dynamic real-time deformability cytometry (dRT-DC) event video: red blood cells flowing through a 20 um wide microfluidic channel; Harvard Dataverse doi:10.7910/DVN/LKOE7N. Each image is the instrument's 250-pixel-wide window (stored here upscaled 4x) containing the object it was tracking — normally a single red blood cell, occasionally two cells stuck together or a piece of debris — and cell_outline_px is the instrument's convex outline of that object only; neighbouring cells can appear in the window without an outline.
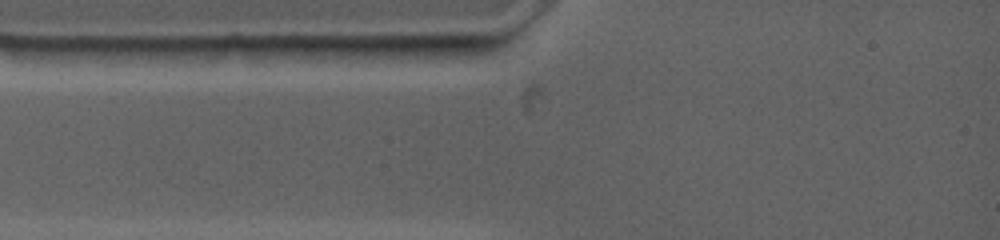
{"species": "common noctule bat (a hibernating species)", "species_latin": "Nyctalus noctula", "temperature_condition": "warm", "stored_images_in_passage": 2, "segment_of_instrument_passage": [1, 2], "camera_frame_rate_fps": 4500, "um_per_image_px": 0.085, "animal": {"sex": "female", "body_mass_g": 19.0, "forearm_length_mm": 53.3}, "frame": {"image": 1, "passage_image": 1, "time_ms": 0.0, "image_size_px": [1000, 240], "cell_outline_px": [[260, 48], [252, 64], [164, 64], [116, 48], [228, 44], [236, 44]], "centroid_in_image_um": [16.84, 4.6], "position_along_channel_um": 68.2, "area_um2": 15.61}}